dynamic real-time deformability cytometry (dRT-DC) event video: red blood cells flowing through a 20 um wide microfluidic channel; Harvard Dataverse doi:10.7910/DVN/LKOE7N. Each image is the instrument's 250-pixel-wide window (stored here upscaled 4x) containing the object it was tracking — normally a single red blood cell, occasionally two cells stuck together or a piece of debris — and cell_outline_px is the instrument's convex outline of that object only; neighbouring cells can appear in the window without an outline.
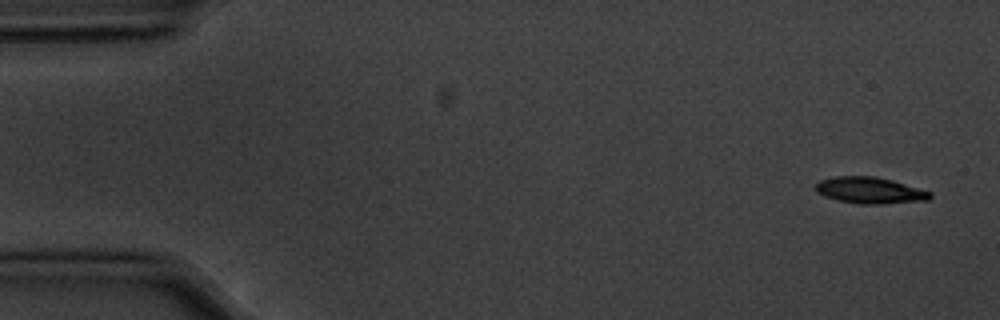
{"species": "common noctule bat (a hibernating species)", "species_latin": "Nyctalus noctula", "temperature_condition": "cold", "stored_images_in_passage": 5, "camera_frame_rate_fps": 3000, "um_per_image_px": 0.085, "animal": {"sex": "male", "body_mass_g": 20.1, "forearm_length_mm": 53.5}, "frame": {"image": 1, "passage_image": 1, "time_ms": 0.0, "image_size_px": [1000, 320], "cell_outline_px": [[932, 196], [928, 200], [880, 204], [856, 204], [836, 200], [824, 196], [816, 192], [816, 184], [820, 180], [836, 176], [876, 176], [892, 180], [932, 192]], "centroid_in_image_um": [73.93, 16.18], "position_along_channel_um": 11.1, "area_um2": 17.69}}
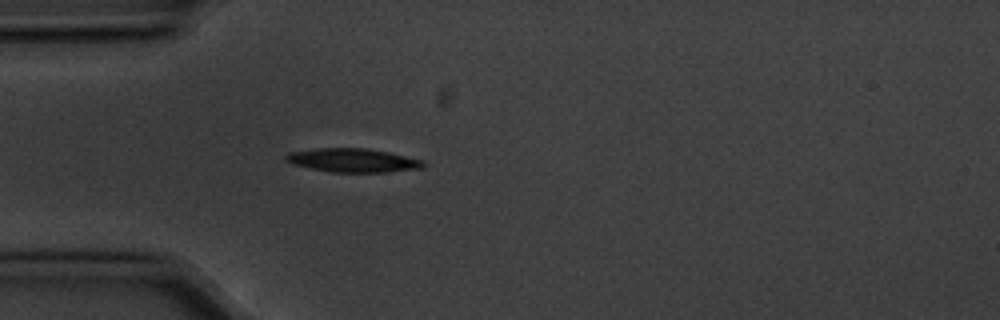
{"frame": {"image": 2, "passage_image": 5, "time_ms": 1.333, "image_size_px": [1000, 320], "cell_outline_px": [[424, 168], [388, 172], [332, 172], [292, 164], [284, 160], [284, 156], [288, 152], [316, 148], [364, 148], [388, 152], [424, 160]], "centroid_in_image_um": [29.98, 13.62], "position_along_channel_um": 55.0, "area_um2": 19.02}}